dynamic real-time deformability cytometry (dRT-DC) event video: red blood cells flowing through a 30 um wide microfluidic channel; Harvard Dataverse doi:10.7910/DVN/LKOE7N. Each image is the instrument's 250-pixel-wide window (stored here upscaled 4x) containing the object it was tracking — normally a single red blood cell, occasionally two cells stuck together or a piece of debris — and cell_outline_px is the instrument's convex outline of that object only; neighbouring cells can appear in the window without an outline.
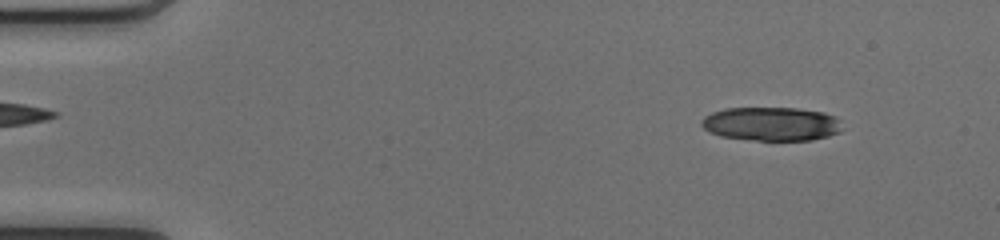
{"species": "common noctule bat (a hibernating species)", "species_latin": "Nyctalus noctula", "temperature_condition": "cold", "stored_images_in_passage": 16, "camera_frame_rate_fps": 3000, "um_per_image_px": 0.085, "animal": {"sex": "female", "body_mass_g": 17.0, "forearm_length_mm": 48.0}, "frame": {"image": 1, "passage_image": 5, "time_ms": 1.333, "image_size_px": [1000, 240], "cell_outline_px": [[840, 132], [828, 136], [812, 140], [756, 140], [720, 136], [704, 128], [700, 124], [700, 120], [704, 116], [712, 112], [724, 108], [796, 108], [824, 112], [836, 116], [840, 120]], "centroid_in_image_um": [65.57, 10.52], "position_along_channel_um": 19.4, "area_um2": 27.74}}